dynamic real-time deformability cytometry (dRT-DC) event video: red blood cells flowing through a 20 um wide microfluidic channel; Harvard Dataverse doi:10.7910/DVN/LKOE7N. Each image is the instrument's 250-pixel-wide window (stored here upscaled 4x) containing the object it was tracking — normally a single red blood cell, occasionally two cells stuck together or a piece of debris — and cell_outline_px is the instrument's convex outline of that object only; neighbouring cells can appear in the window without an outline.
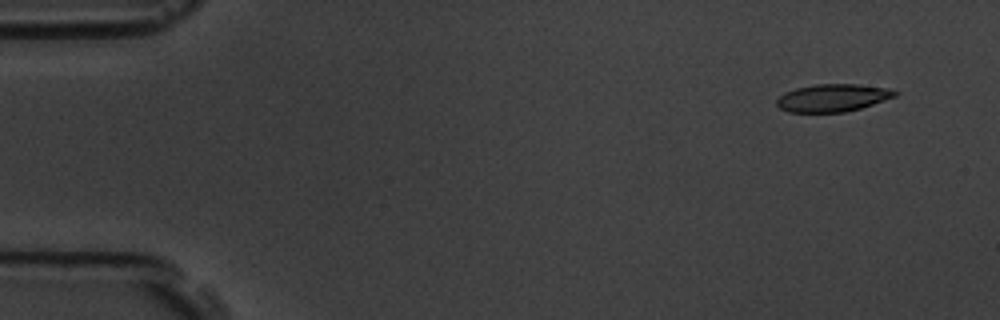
{"species": "common noctule bat (a hibernating species)", "species_latin": "Nyctalus noctula", "temperature_condition": "room temperature", "stored_images_in_passage": 5, "camera_frame_rate_fps": 3000, "um_per_image_px": 0.085, "animal": {"sex": "male", "body_mass_g": 19.5, "forearm_length_mm": 54.6}, "frame": {"image": 1, "passage_image": 1, "time_ms": 0.0, "image_size_px": [1000, 320], "cell_outline_px": [[900, 92], [896, 96], [860, 108], [844, 112], [788, 112], [780, 108], [776, 104], [776, 100], [784, 92], [796, 88], [816, 84], [856, 84], [888, 88]], "centroid_in_image_um": [70.77, 8.31], "position_along_channel_um": 14.2, "area_um2": 18.96}}
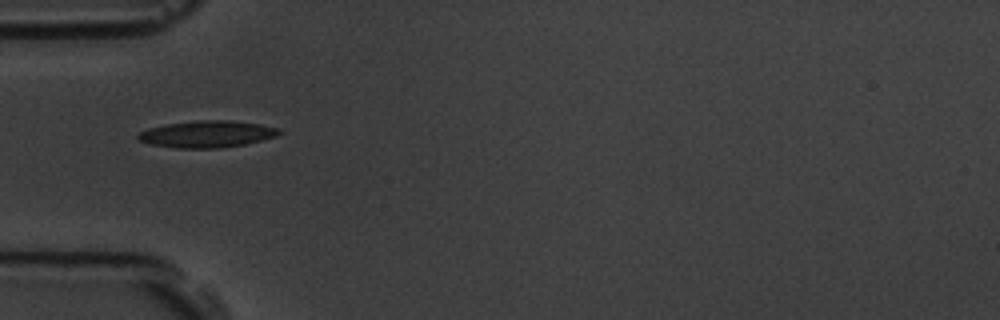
{"frame": {"image": 2, "passage_image": 5, "time_ms": 1.333, "image_size_px": [1000, 320], "cell_outline_px": [[280, 132], [276, 136], [244, 144], [220, 148], [176, 148], [148, 144], [140, 140], [136, 136], [140, 132], [148, 128], [168, 124], [196, 120], [232, 120], [260, 124], [276, 128]], "centroid_in_image_um": [17.55, 11.39], "position_along_channel_um": 67.5, "area_um2": 21.85}}